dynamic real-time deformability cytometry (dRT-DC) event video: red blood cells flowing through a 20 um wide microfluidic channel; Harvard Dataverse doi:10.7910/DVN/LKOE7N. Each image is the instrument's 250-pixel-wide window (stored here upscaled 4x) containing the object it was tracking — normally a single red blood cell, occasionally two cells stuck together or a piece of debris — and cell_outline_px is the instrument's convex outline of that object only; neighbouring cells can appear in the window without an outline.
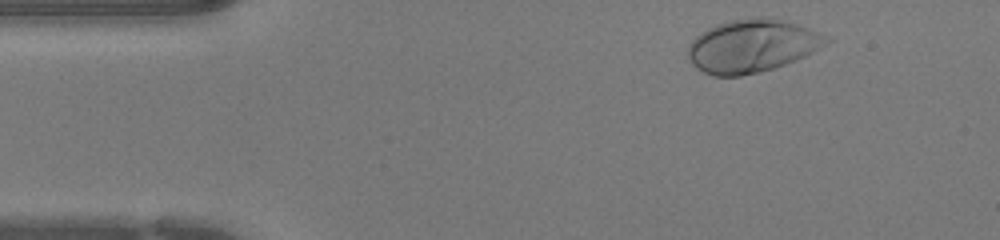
{"species": "human", "species_latin": "Homo sapiens", "temperature_condition": "warm", "stored_images_in_passage": 41, "camera_frame_rate_fps": 3000, "um_per_image_px": 0.085, "donor": {"sex": "female"}, "frame": {"image": 1, "passage_image": 2, "time_ms": 0.333, "image_size_px": [1000, 240], "cell_outline_px": [[832, 40], [812, 52], [804, 56], [784, 64], [760, 72], [740, 76], [712, 76], [696, 68], [692, 64], [688, 56], [688, 44], [700, 32], [716, 24], [732, 20], [756, 16], [768, 16], [796, 24], [832, 36]], "centroid_in_image_um": [63.91, 3.89], "position_along_channel_um": 21.1, "area_um2": 42.83}}
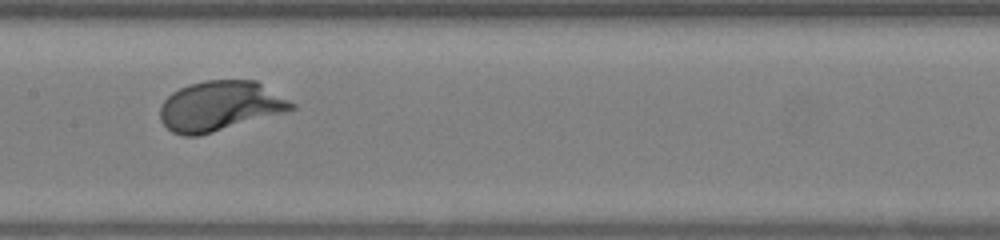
{"frame": {"image": 2, "passage_image": 18, "time_ms": 5.667, "image_size_px": [1000, 240], "cell_outline_px": [[296, 108], [288, 112], [200, 136], [184, 136], [172, 132], [160, 120], [160, 108], [164, 100], [172, 92], [188, 84], [204, 80], [256, 80], [296, 104]], "centroid_in_image_um": [18.72, 9.02], "position_along_channel_um": 188.7, "area_um2": 38.61}}
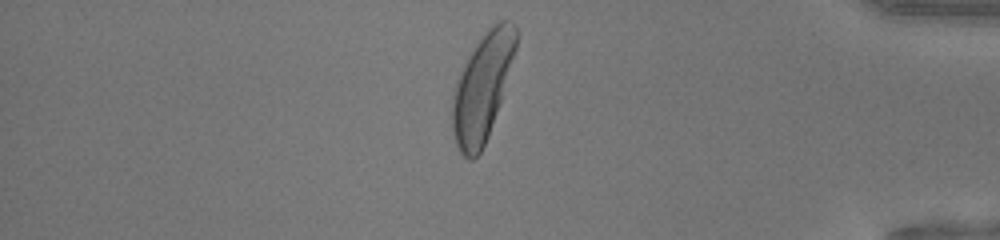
{"frame": {"image": 3, "passage_image": 34, "time_ms": 11.0, "image_size_px": [1000, 240], "cell_outline_px": [[516, 48], [500, 100], [488, 136], [480, 152], [472, 160], [468, 160], [460, 152], [456, 144], [452, 128], [452, 96], [456, 84], [464, 64], [468, 56], [476, 44], [488, 28], [492, 24], [500, 20], [512, 20], [516, 24]], "centroid_in_image_um": [40.98, 7.4], "position_along_channel_um": 394.2, "area_um2": 38.96}}